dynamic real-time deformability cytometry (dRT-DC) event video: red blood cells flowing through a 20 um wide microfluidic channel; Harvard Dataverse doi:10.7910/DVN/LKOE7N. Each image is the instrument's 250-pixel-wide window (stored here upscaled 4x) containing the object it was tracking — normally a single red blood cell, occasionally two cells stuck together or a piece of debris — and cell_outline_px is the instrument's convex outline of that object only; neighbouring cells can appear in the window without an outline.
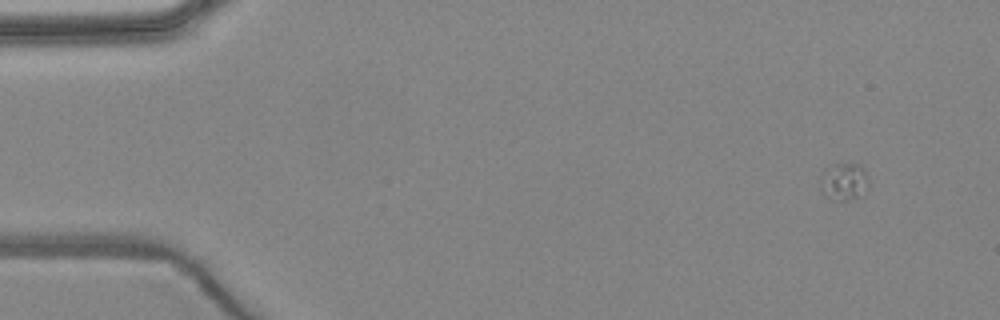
{"species": "common noctule bat (a hibernating species)", "species_latin": "Nyctalus noctula", "temperature_condition": "warm", "stored_images_in_passage": 4, "camera_frame_rate_fps": 3000, "um_per_image_px": 0.085, "animal": {"sex": "female", "body_mass_g": 24.6, "forearm_length_mm": 56.2}, "frame": {"image": 1, "passage_image": 1, "time_ms": 0.0, "image_size_px": [1000, 320], "cell_outline_px": [[868, 184], [864, 196], [848, 200], [828, 200], [820, 188], [820, 176], [824, 168], [836, 164], [856, 164], [864, 168], [868, 176]], "centroid_in_image_um": [71.73, 15.46], "position_along_channel_um": 13.3, "area_um2": 10.87}}